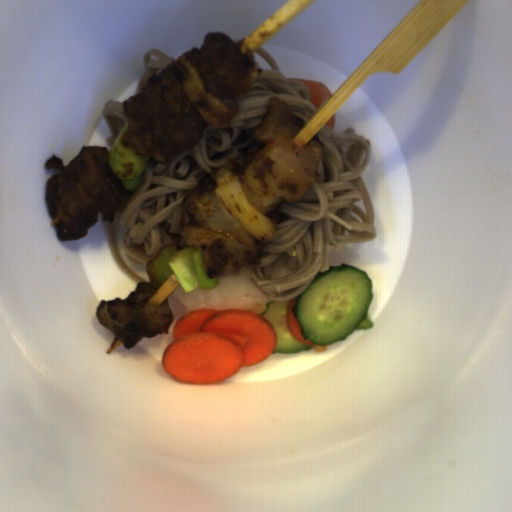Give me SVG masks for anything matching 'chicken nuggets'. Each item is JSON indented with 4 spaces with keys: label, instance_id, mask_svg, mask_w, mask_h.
<instances>
[{
    "label": "chicken nuggets",
    "instance_id": "obj_1",
    "mask_svg": "<svg viewBox=\"0 0 512 512\" xmlns=\"http://www.w3.org/2000/svg\"><path fill=\"white\" fill-rule=\"evenodd\" d=\"M302 128L288 103L271 96L266 114L253 130V141L263 146L243 150L239 165L243 194L264 216L277 213L283 202L299 203L319 178L326 149L314 138L306 146L293 143Z\"/></svg>",
    "mask_w": 512,
    "mask_h": 512
},
{
    "label": "chicken nuggets",
    "instance_id": "obj_2",
    "mask_svg": "<svg viewBox=\"0 0 512 512\" xmlns=\"http://www.w3.org/2000/svg\"><path fill=\"white\" fill-rule=\"evenodd\" d=\"M107 147L83 146L65 167L58 156H50L46 169H57L47 182L43 202L59 241L83 240L99 213L114 222L117 211L127 206L122 180L111 172Z\"/></svg>",
    "mask_w": 512,
    "mask_h": 512
},
{
    "label": "chicken nuggets",
    "instance_id": "obj_3",
    "mask_svg": "<svg viewBox=\"0 0 512 512\" xmlns=\"http://www.w3.org/2000/svg\"><path fill=\"white\" fill-rule=\"evenodd\" d=\"M122 111L128 127L121 141L161 165L195 148L210 126L174 76L171 64L147 78L137 95L122 101Z\"/></svg>",
    "mask_w": 512,
    "mask_h": 512
},
{
    "label": "chicken nuggets",
    "instance_id": "obj_4",
    "mask_svg": "<svg viewBox=\"0 0 512 512\" xmlns=\"http://www.w3.org/2000/svg\"><path fill=\"white\" fill-rule=\"evenodd\" d=\"M183 204L189 221L181 229L178 249L198 248L209 278L261 264L265 243L257 246L218 198L210 172L186 194Z\"/></svg>",
    "mask_w": 512,
    "mask_h": 512
},
{
    "label": "chicken nuggets",
    "instance_id": "obj_5",
    "mask_svg": "<svg viewBox=\"0 0 512 512\" xmlns=\"http://www.w3.org/2000/svg\"><path fill=\"white\" fill-rule=\"evenodd\" d=\"M245 39L233 41L221 31H208L201 47L185 52L206 92L235 102L256 85L258 65L253 50L243 53Z\"/></svg>",
    "mask_w": 512,
    "mask_h": 512
},
{
    "label": "chicken nuggets",
    "instance_id": "obj_6",
    "mask_svg": "<svg viewBox=\"0 0 512 512\" xmlns=\"http://www.w3.org/2000/svg\"><path fill=\"white\" fill-rule=\"evenodd\" d=\"M155 292L150 281L137 282L126 299L118 296L98 302V322L117 337L125 350H131L144 336L153 339L158 334H169L174 316L168 296L161 305L145 304Z\"/></svg>",
    "mask_w": 512,
    "mask_h": 512
}]
</instances>
